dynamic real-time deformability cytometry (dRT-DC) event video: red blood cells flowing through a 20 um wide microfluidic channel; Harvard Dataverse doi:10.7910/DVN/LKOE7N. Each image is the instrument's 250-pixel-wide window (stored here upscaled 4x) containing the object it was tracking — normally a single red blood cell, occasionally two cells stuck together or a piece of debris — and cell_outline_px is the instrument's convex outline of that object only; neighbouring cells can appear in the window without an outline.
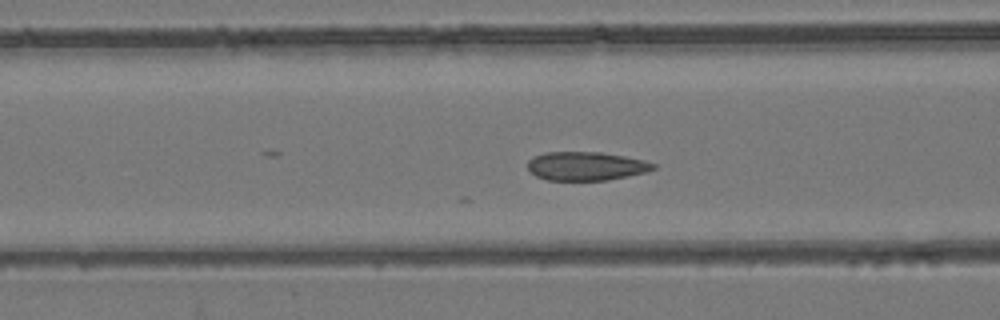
{"species": "common noctule bat (a hibernating species)", "species_latin": "Nyctalus noctula", "temperature_condition": "room temperature", "stored_images_in_passage": 44, "camera_frame_rate_fps": 3000, "um_per_image_px": 0.085, "animal": {"sex": "female", "body_mass_g": 24.6, "forearm_length_mm": 56.2}, "frame": {"image": 1, "passage_image": 21, "time_ms": 6.667, "image_size_px": [1000, 320], "cell_outline_px": [[656, 168], [648, 172], [608, 180], [548, 180], [536, 176], [528, 168], [528, 160], [532, 156], [544, 152], [600, 152], [624, 156], [644, 160], [656, 164]], "centroid_in_image_um": [49.82, 14.11], "position_along_channel_um": 116.8, "area_um2": 21.1}}
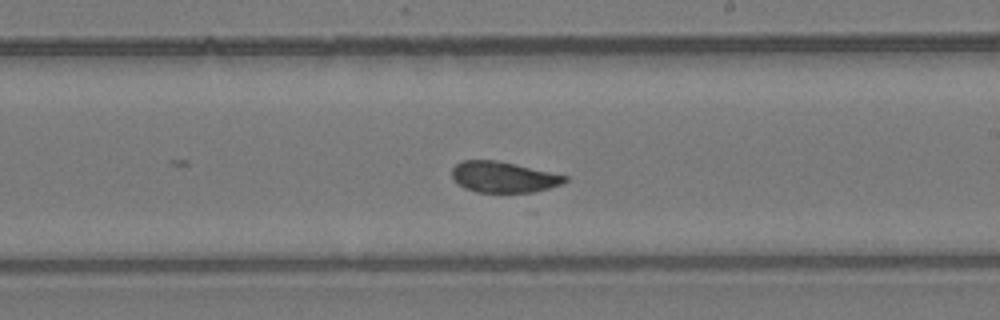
{"frame": {"image": 2, "passage_image": 31, "time_ms": 10.0, "image_size_px": [1000, 320], "cell_outline_px": [[568, 180], [560, 184], [528, 196], [476, 192], [464, 188], [452, 176], [452, 168], [456, 164], [464, 160], [496, 160], [516, 164], [568, 176]], "centroid_in_image_um": [42.85, 15.11], "position_along_channel_um": 246.2, "area_um2": 21.15}}
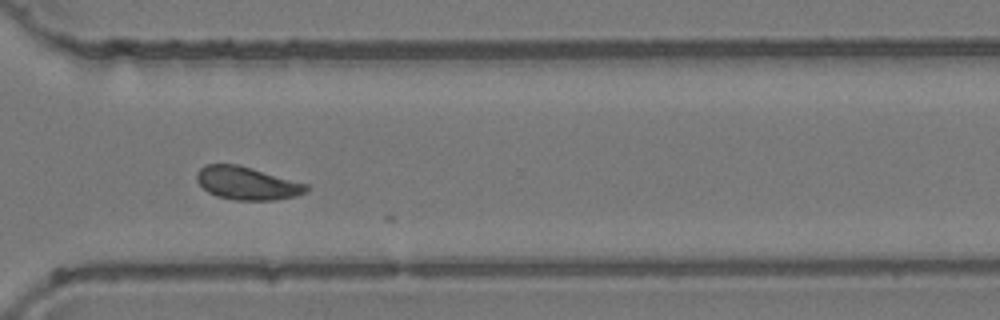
{"frame": {"image": 3, "passage_image": 39, "time_ms": 12.667, "image_size_px": [1000, 320], "cell_outline_px": [[308, 188], [304, 192], [296, 196], [276, 200], [236, 200], [216, 196], [208, 192], [196, 180], [196, 172], [204, 164], [236, 164], [252, 168], [308, 184]], "centroid_in_image_um": [20.97, 15.57], "position_along_channel_um": 349.6, "area_um2": 21.04}}